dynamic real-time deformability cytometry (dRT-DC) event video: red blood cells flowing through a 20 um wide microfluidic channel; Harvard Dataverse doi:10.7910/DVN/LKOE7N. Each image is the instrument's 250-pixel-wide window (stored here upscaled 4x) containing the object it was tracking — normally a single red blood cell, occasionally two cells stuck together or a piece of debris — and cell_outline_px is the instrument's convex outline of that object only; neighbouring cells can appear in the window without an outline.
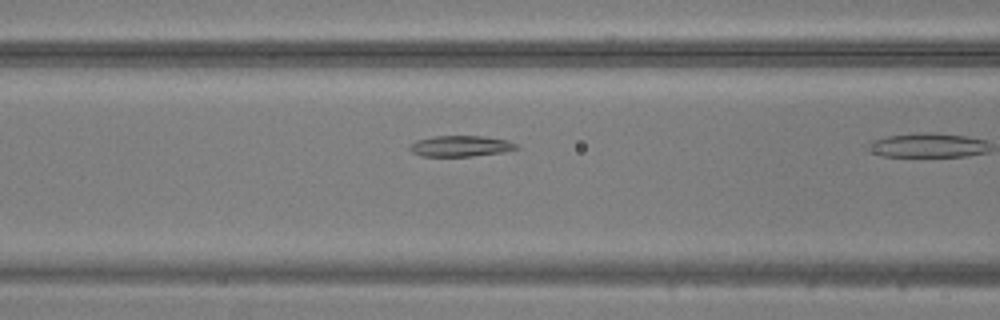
{"species": "common noctule bat (a hibernating species)", "species_latin": "Nyctalus noctula", "temperature_condition": "warm", "stored_images_in_passage": 9, "camera_frame_rate_fps": 3000, "um_per_image_px": 0.085, "animal": {"sex": "male", "body_mass_g": 20.5, "forearm_length_mm": 52.5}, "frame": {"image": 1, "passage_image": 8, "time_ms": 2.333, "image_size_px": [1000, 320], "cell_outline_px": [[520, 148], [504, 152], [472, 156], [420, 156], [412, 152], [408, 148], [416, 140], [432, 136], [480, 136], [504, 140], [516, 144]], "centroid_in_image_um": [39.12, 12.42], "position_along_channel_um": 127.5, "area_um2": 12.89}}